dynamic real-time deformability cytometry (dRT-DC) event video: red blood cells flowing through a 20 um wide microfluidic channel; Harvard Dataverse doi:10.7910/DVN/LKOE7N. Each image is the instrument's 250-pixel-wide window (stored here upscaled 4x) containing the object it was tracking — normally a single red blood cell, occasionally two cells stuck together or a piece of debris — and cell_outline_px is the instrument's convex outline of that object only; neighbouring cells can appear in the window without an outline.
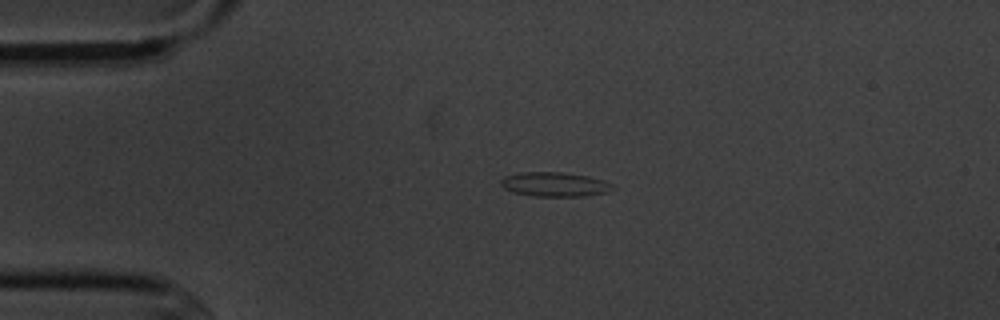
{"species": "common noctule bat (a hibernating species)", "species_latin": "Nyctalus noctula", "temperature_condition": "cold", "stored_images_in_passage": 3, "camera_frame_rate_fps": 3000, "um_per_image_px": 0.085, "animal": {"sex": "male", "body_mass_g": 20.1, "forearm_length_mm": 53.5}, "frame": {"image": 1, "passage_image": 2, "time_ms": 1.0, "image_size_px": [1000, 320], "cell_outline_px": [[616, 188], [608, 192], [588, 196], [536, 196], [512, 192], [504, 188], [500, 184], [500, 180], [504, 176], [520, 172], [560, 172], [588, 176], [604, 180], [612, 184]], "centroid_in_image_um": [47.16, 15.67], "position_along_channel_um": 37.8, "area_um2": 16.01}}